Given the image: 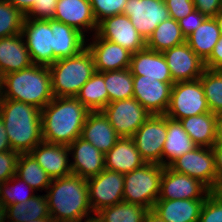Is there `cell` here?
Instances as JSON below:
<instances>
[{"label": "cell", "instance_id": "cell-31", "mask_svg": "<svg viewBox=\"0 0 222 222\" xmlns=\"http://www.w3.org/2000/svg\"><path fill=\"white\" fill-rule=\"evenodd\" d=\"M7 222H26L51 218L46 195H34L26 202L6 206Z\"/></svg>", "mask_w": 222, "mask_h": 222}, {"label": "cell", "instance_id": "cell-1", "mask_svg": "<svg viewBox=\"0 0 222 222\" xmlns=\"http://www.w3.org/2000/svg\"><path fill=\"white\" fill-rule=\"evenodd\" d=\"M89 112L75 97H54L41 109L43 141L69 146L81 137Z\"/></svg>", "mask_w": 222, "mask_h": 222}, {"label": "cell", "instance_id": "cell-17", "mask_svg": "<svg viewBox=\"0 0 222 222\" xmlns=\"http://www.w3.org/2000/svg\"><path fill=\"white\" fill-rule=\"evenodd\" d=\"M163 55L174 83L197 80L205 70L204 61L186 41L164 51Z\"/></svg>", "mask_w": 222, "mask_h": 222}, {"label": "cell", "instance_id": "cell-40", "mask_svg": "<svg viewBox=\"0 0 222 222\" xmlns=\"http://www.w3.org/2000/svg\"><path fill=\"white\" fill-rule=\"evenodd\" d=\"M92 6L93 15L97 24L117 14H123L127 0H89Z\"/></svg>", "mask_w": 222, "mask_h": 222}, {"label": "cell", "instance_id": "cell-50", "mask_svg": "<svg viewBox=\"0 0 222 222\" xmlns=\"http://www.w3.org/2000/svg\"><path fill=\"white\" fill-rule=\"evenodd\" d=\"M11 145L8 140L6 129L2 118L0 117V152L11 151Z\"/></svg>", "mask_w": 222, "mask_h": 222}, {"label": "cell", "instance_id": "cell-11", "mask_svg": "<svg viewBox=\"0 0 222 222\" xmlns=\"http://www.w3.org/2000/svg\"><path fill=\"white\" fill-rule=\"evenodd\" d=\"M33 64L50 66L53 64V33L50 19L25 17L22 32Z\"/></svg>", "mask_w": 222, "mask_h": 222}, {"label": "cell", "instance_id": "cell-22", "mask_svg": "<svg viewBox=\"0 0 222 222\" xmlns=\"http://www.w3.org/2000/svg\"><path fill=\"white\" fill-rule=\"evenodd\" d=\"M129 70L132 75L174 83L163 53L147 47L132 54Z\"/></svg>", "mask_w": 222, "mask_h": 222}, {"label": "cell", "instance_id": "cell-45", "mask_svg": "<svg viewBox=\"0 0 222 222\" xmlns=\"http://www.w3.org/2000/svg\"><path fill=\"white\" fill-rule=\"evenodd\" d=\"M203 14H201L196 9L189 13L187 16L178 20L181 32L185 38L192 34L206 19Z\"/></svg>", "mask_w": 222, "mask_h": 222}, {"label": "cell", "instance_id": "cell-10", "mask_svg": "<svg viewBox=\"0 0 222 222\" xmlns=\"http://www.w3.org/2000/svg\"><path fill=\"white\" fill-rule=\"evenodd\" d=\"M87 185L94 215L105 207L124 201V174L104 169L97 176L87 179Z\"/></svg>", "mask_w": 222, "mask_h": 222}, {"label": "cell", "instance_id": "cell-25", "mask_svg": "<svg viewBox=\"0 0 222 222\" xmlns=\"http://www.w3.org/2000/svg\"><path fill=\"white\" fill-rule=\"evenodd\" d=\"M33 65L23 35L0 38V74L20 71Z\"/></svg>", "mask_w": 222, "mask_h": 222}, {"label": "cell", "instance_id": "cell-38", "mask_svg": "<svg viewBox=\"0 0 222 222\" xmlns=\"http://www.w3.org/2000/svg\"><path fill=\"white\" fill-rule=\"evenodd\" d=\"M25 17L7 0H0V38L20 34Z\"/></svg>", "mask_w": 222, "mask_h": 222}, {"label": "cell", "instance_id": "cell-16", "mask_svg": "<svg viewBox=\"0 0 222 222\" xmlns=\"http://www.w3.org/2000/svg\"><path fill=\"white\" fill-rule=\"evenodd\" d=\"M174 83L133 75V98L151 115H165Z\"/></svg>", "mask_w": 222, "mask_h": 222}, {"label": "cell", "instance_id": "cell-55", "mask_svg": "<svg viewBox=\"0 0 222 222\" xmlns=\"http://www.w3.org/2000/svg\"><path fill=\"white\" fill-rule=\"evenodd\" d=\"M218 25V28L220 29V32L222 34V9L213 17Z\"/></svg>", "mask_w": 222, "mask_h": 222}, {"label": "cell", "instance_id": "cell-14", "mask_svg": "<svg viewBox=\"0 0 222 222\" xmlns=\"http://www.w3.org/2000/svg\"><path fill=\"white\" fill-rule=\"evenodd\" d=\"M210 191L200 180L164 167L157 200L206 199Z\"/></svg>", "mask_w": 222, "mask_h": 222}, {"label": "cell", "instance_id": "cell-43", "mask_svg": "<svg viewBox=\"0 0 222 222\" xmlns=\"http://www.w3.org/2000/svg\"><path fill=\"white\" fill-rule=\"evenodd\" d=\"M58 0H36L32 10L26 15L31 19H53Z\"/></svg>", "mask_w": 222, "mask_h": 222}, {"label": "cell", "instance_id": "cell-48", "mask_svg": "<svg viewBox=\"0 0 222 222\" xmlns=\"http://www.w3.org/2000/svg\"><path fill=\"white\" fill-rule=\"evenodd\" d=\"M211 148L214 154L217 180H222V142H215Z\"/></svg>", "mask_w": 222, "mask_h": 222}, {"label": "cell", "instance_id": "cell-57", "mask_svg": "<svg viewBox=\"0 0 222 222\" xmlns=\"http://www.w3.org/2000/svg\"><path fill=\"white\" fill-rule=\"evenodd\" d=\"M26 222H54V221L52 220V218H42V219H37V220H29Z\"/></svg>", "mask_w": 222, "mask_h": 222}, {"label": "cell", "instance_id": "cell-46", "mask_svg": "<svg viewBox=\"0 0 222 222\" xmlns=\"http://www.w3.org/2000/svg\"><path fill=\"white\" fill-rule=\"evenodd\" d=\"M193 3L205 17H214L222 9V0H193Z\"/></svg>", "mask_w": 222, "mask_h": 222}, {"label": "cell", "instance_id": "cell-58", "mask_svg": "<svg viewBox=\"0 0 222 222\" xmlns=\"http://www.w3.org/2000/svg\"><path fill=\"white\" fill-rule=\"evenodd\" d=\"M2 81H3V77L0 74V101L2 100Z\"/></svg>", "mask_w": 222, "mask_h": 222}, {"label": "cell", "instance_id": "cell-34", "mask_svg": "<svg viewBox=\"0 0 222 222\" xmlns=\"http://www.w3.org/2000/svg\"><path fill=\"white\" fill-rule=\"evenodd\" d=\"M89 111H101L108 104V92L104 82V72H95L81 87L75 97Z\"/></svg>", "mask_w": 222, "mask_h": 222}, {"label": "cell", "instance_id": "cell-23", "mask_svg": "<svg viewBox=\"0 0 222 222\" xmlns=\"http://www.w3.org/2000/svg\"><path fill=\"white\" fill-rule=\"evenodd\" d=\"M81 138L105 155L120 137L102 111H90L82 128Z\"/></svg>", "mask_w": 222, "mask_h": 222}, {"label": "cell", "instance_id": "cell-19", "mask_svg": "<svg viewBox=\"0 0 222 222\" xmlns=\"http://www.w3.org/2000/svg\"><path fill=\"white\" fill-rule=\"evenodd\" d=\"M53 19L78 30L85 37L86 33L95 34L98 26L89 0H58Z\"/></svg>", "mask_w": 222, "mask_h": 222}, {"label": "cell", "instance_id": "cell-13", "mask_svg": "<svg viewBox=\"0 0 222 222\" xmlns=\"http://www.w3.org/2000/svg\"><path fill=\"white\" fill-rule=\"evenodd\" d=\"M123 14L128 16L145 41L161 22L170 18L164 0H127Z\"/></svg>", "mask_w": 222, "mask_h": 222}, {"label": "cell", "instance_id": "cell-53", "mask_svg": "<svg viewBox=\"0 0 222 222\" xmlns=\"http://www.w3.org/2000/svg\"><path fill=\"white\" fill-rule=\"evenodd\" d=\"M144 222H165L153 210H149L144 218Z\"/></svg>", "mask_w": 222, "mask_h": 222}, {"label": "cell", "instance_id": "cell-6", "mask_svg": "<svg viewBox=\"0 0 222 222\" xmlns=\"http://www.w3.org/2000/svg\"><path fill=\"white\" fill-rule=\"evenodd\" d=\"M163 169V165L145 163L124 174L123 200L152 210L159 197Z\"/></svg>", "mask_w": 222, "mask_h": 222}, {"label": "cell", "instance_id": "cell-41", "mask_svg": "<svg viewBox=\"0 0 222 222\" xmlns=\"http://www.w3.org/2000/svg\"><path fill=\"white\" fill-rule=\"evenodd\" d=\"M198 222H222V203L211 193L205 199Z\"/></svg>", "mask_w": 222, "mask_h": 222}, {"label": "cell", "instance_id": "cell-27", "mask_svg": "<svg viewBox=\"0 0 222 222\" xmlns=\"http://www.w3.org/2000/svg\"><path fill=\"white\" fill-rule=\"evenodd\" d=\"M205 199L157 200L153 211L165 222H198Z\"/></svg>", "mask_w": 222, "mask_h": 222}, {"label": "cell", "instance_id": "cell-26", "mask_svg": "<svg viewBox=\"0 0 222 222\" xmlns=\"http://www.w3.org/2000/svg\"><path fill=\"white\" fill-rule=\"evenodd\" d=\"M53 33V63L61 58L72 57L86 48V38L78 30L50 19Z\"/></svg>", "mask_w": 222, "mask_h": 222}, {"label": "cell", "instance_id": "cell-9", "mask_svg": "<svg viewBox=\"0 0 222 222\" xmlns=\"http://www.w3.org/2000/svg\"><path fill=\"white\" fill-rule=\"evenodd\" d=\"M119 137H133L151 114L135 98L110 102L102 110Z\"/></svg>", "mask_w": 222, "mask_h": 222}, {"label": "cell", "instance_id": "cell-29", "mask_svg": "<svg viewBox=\"0 0 222 222\" xmlns=\"http://www.w3.org/2000/svg\"><path fill=\"white\" fill-rule=\"evenodd\" d=\"M197 146L212 147L216 142L215 114L212 112L179 120Z\"/></svg>", "mask_w": 222, "mask_h": 222}, {"label": "cell", "instance_id": "cell-39", "mask_svg": "<svg viewBox=\"0 0 222 222\" xmlns=\"http://www.w3.org/2000/svg\"><path fill=\"white\" fill-rule=\"evenodd\" d=\"M20 186H24L25 188H27L29 190V193L24 194L25 190L27 189H20L22 188ZM35 194L37 193H35V191L25 181L14 175L9 180L2 183L1 203H3L5 206L22 202L24 203L28 199L32 198Z\"/></svg>", "mask_w": 222, "mask_h": 222}, {"label": "cell", "instance_id": "cell-12", "mask_svg": "<svg viewBox=\"0 0 222 222\" xmlns=\"http://www.w3.org/2000/svg\"><path fill=\"white\" fill-rule=\"evenodd\" d=\"M168 167L175 172L200 180L210 190L217 181L214 154L211 147L197 146L178 157Z\"/></svg>", "mask_w": 222, "mask_h": 222}, {"label": "cell", "instance_id": "cell-3", "mask_svg": "<svg viewBox=\"0 0 222 222\" xmlns=\"http://www.w3.org/2000/svg\"><path fill=\"white\" fill-rule=\"evenodd\" d=\"M0 117L12 150L29 153L36 145L43 142L39 108L13 99H2Z\"/></svg>", "mask_w": 222, "mask_h": 222}, {"label": "cell", "instance_id": "cell-54", "mask_svg": "<svg viewBox=\"0 0 222 222\" xmlns=\"http://www.w3.org/2000/svg\"><path fill=\"white\" fill-rule=\"evenodd\" d=\"M7 221V209L3 203H0V222Z\"/></svg>", "mask_w": 222, "mask_h": 222}, {"label": "cell", "instance_id": "cell-33", "mask_svg": "<svg viewBox=\"0 0 222 222\" xmlns=\"http://www.w3.org/2000/svg\"><path fill=\"white\" fill-rule=\"evenodd\" d=\"M16 176L25 181L34 191L47 190L52 180L30 153H19Z\"/></svg>", "mask_w": 222, "mask_h": 222}, {"label": "cell", "instance_id": "cell-32", "mask_svg": "<svg viewBox=\"0 0 222 222\" xmlns=\"http://www.w3.org/2000/svg\"><path fill=\"white\" fill-rule=\"evenodd\" d=\"M185 41L186 38L181 32L178 21L170 17L156 27L153 34L147 39L146 47L163 53Z\"/></svg>", "mask_w": 222, "mask_h": 222}, {"label": "cell", "instance_id": "cell-21", "mask_svg": "<svg viewBox=\"0 0 222 222\" xmlns=\"http://www.w3.org/2000/svg\"><path fill=\"white\" fill-rule=\"evenodd\" d=\"M51 179L72 174L67 145L41 142L29 152Z\"/></svg>", "mask_w": 222, "mask_h": 222}, {"label": "cell", "instance_id": "cell-35", "mask_svg": "<svg viewBox=\"0 0 222 222\" xmlns=\"http://www.w3.org/2000/svg\"><path fill=\"white\" fill-rule=\"evenodd\" d=\"M148 211L139 204L122 201L101 209L95 215L101 222H144Z\"/></svg>", "mask_w": 222, "mask_h": 222}, {"label": "cell", "instance_id": "cell-37", "mask_svg": "<svg viewBox=\"0 0 222 222\" xmlns=\"http://www.w3.org/2000/svg\"><path fill=\"white\" fill-rule=\"evenodd\" d=\"M210 112L222 111V71L205 68L199 77Z\"/></svg>", "mask_w": 222, "mask_h": 222}, {"label": "cell", "instance_id": "cell-44", "mask_svg": "<svg viewBox=\"0 0 222 222\" xmlns=\"http://www.w3.org/2000/svg\"><path fill=\"white\" fill-rule=\"evenodd\" d=\"M169 16L175 20L182 19L195 10L193 0H164Z\"/></svg>", "mask_w": 222, "mask_h": 222}, {"label": "cell", "instance_id": "cell-42", "mask_svg": "<svg viewBox=\"0 0 222 222\" xmlns=\"http://www.w3.org/2000/svg\"><path fill=\"white\" fill-rule=\"evenodd\" d=\"M19 153L11 150L0 152V183H4L16 175V164Z\"/></svg>", "mask_w": 222, "mask_h": 222}, {"label": "cell", "instance_id": "cell-36", "mask_svg": "<svg viewBox=\"0 0 222 222\" xmlns=\"http://www.w3.org/2000/svg\"><path fill=\"white\" fill-rule=\"evenodd\" d=\"M108 103L133 98V75L129 68L104 72Z\"/></svg>", "mask_w": 222, "mask_h": 222}, {"label": "cell", "instance_id": "cell-7", "mask_svg": "<svg viewBox=\"0 0 222 222\" xmlns=\"http://www.w3.org/2000/svg\"><path fill=\"white\" fill-rule=\"evenodd\" d=\"M210 112L200 79L176 82L165 115L179 121L185 117Z\"/></svg>", "mask_w": 222, "mask_h": 222}, {"label": "cell", "instance_id": "cell-8", "mask_svg": "<svg viewBox=\"0 0 222 222\" xmlns=\"http://www.w3.org/2000/svg\"><path fill=\"white\" fill-rule=\"evenodd\" d=\"M166 134V115H151L134 133L132 138L146 163L162 165V151Z\"/></svg>", "mask_w": 222, "mask_h": 222}, {"label": "cell", "instance_id": "cell-28", "mask_svg": "<svg viewBox=\"0 0 222 222\" xmlns=\"http://www.w3.org/2000/svg\"><path fill=\"white\" fill-rule=\"evenodd\" d=\"M196 147L197 145L183 129L180 121L167 117V134L162 151V165L168 167L178 157Z\"/></svg>", "mask_w": 222, "mask_h": 222}, {"label": "cell", "instance_id": "cell-24", "mask_svg": "<svg viewBox=\"0 0 222 222\" xmlns=\"http://www.w3.org/2000/svg\"><path fill=\"white\" fill-rule=\"evenodd\" d=\"M104 157L105 169L121 174H127L146 163L132 137H120Z\"/></svg>", "mask_w": 222, "mask_h": 222}, {"label": "cell", "instance_id": "cell-15", "mask_svg": "<svg viewBox=\"0 0 222 222\" xmlns=\"http://www.w3.org/2000/svg\"><path fill=\"white\" fill-rule=\"evenodd\" d=\"M96 34L122 46L132 54L146 47L145 39L125 14H117L101 20L98 23Z\"/></svg>", "mask_w": 222, "mask_h": 222}, {"label": "cell", "instance_id": "cell-20", "mask_svg": "<svg viewBox=\"0 0 222 222\" xmlns=\"http://www.w3.org/2000/svg\"><path fill=\"white\" fill-rule=\"evenodd\" d=\"M72 174L89 179L97 176L105 169L104 154L90 142L79 137L69 146Z\"/></svg>", "mask_w": 222, "mask_h": 222}, {"label": "cell", "instance_id": "cell-52", "mask_svg": "<svg viewBox=\"0 0 222 222\" xmlns=\"http://www.w3.org/2000/svg\"><path fill=\"white\" fill-rule=\"evenodd\" d=\"M211 194L222 203V180H217L215 186L211 189Z\"/></svg>", "mask_w": 222, "mask_h": 222}, {"label": "cell", "instance_id": "cell-18", "mask_svg": "<svg viewBox=\"0 0 222 222\" xmlns=\"http://www.w3.org/2000/svg\"><path fill=\"white\" fill-rule=\"evenodd\" d=\"M86 40V47L91 52L95 70L107 72L129 68L132 53L122 46L99 37L96 33ZM88 43V40H91Z\"/></svg>", "mask_w": 222, "mask_h": 222}, {"label": "cell", "instance_id": "cell-56", "mask_svg": "<svg viewBox=\"0 0 222 222\" xmlns=\"http://www.w3.org/2000/svg\"><path fill=\"white\" fill-rule=\"evenodd\" d=\"M79 222H101V221L96 217V215H94L90 218L84 219V221L81 220Z\"/></svg>", "mask_w": 222, "mask_h": 222}, {"label": "cell", "instance_id": "cell-49", "mask_svg": "<svg viewBox=\"0 0 222 222\" xmlns=\"http://www.w3.org/2000/svg\"><path fill=\"white\" fill-rule=\"evenodd\" d=\"M25 16L32 10L36 0H7Z\"/></svg>", "mask_w": 222, "mask_h": 222}, {"label": "cell", "instance_id": "cell-30", "mask_svg": "<svg viewBox=\"0 0 222 222\" xmlns=\"http://www.w3.org/2000/svg\"><path fill=\"white\" fill-rule=\"evenodd\" d=\"M220 29L213 17L203 23L186 38L189 47L205 62L221 37Z\"/></svg>", "mask_w": 222, "mask_h": 222}, {"label": "cell", "instance_id": "cell-2", "mask_svg": "<svg viewBox=\"0 0 222 222\" xmlns=\"http://www.w3.org/2000/svg\"><path fill=\"white\" fill-rule=\"evenodd\" d=\"M45 192L54 222H79L94 216L87 180L80 176L71 174L52 179Z\"/></svg>", "mask_w": 222, "mask_h": 222}, {"label": "cell", "instance_id": "cell-47", "mask_svg": "<svg viewBox=\"0 0 222 222\" xmlns=\"http://www.w3.org/2000/svg\"><path fill=\"white\" fill-rule=\"evenodd\" d=\"M204 65L205 68L213 70H220L222 68V36L213 48L210 57L204 62Z\"/></svg>", "mask_w": 222, "mask_h": 222}, {"label": "cell", "instance_id": "cell-59", "mask_svg": "<svg viewBox=\"0 0 222 222\" xmlns=\"http://www.w3.org/2000/svg\"><path fill=\"white\" fill-rule=\"evenodd\" d=\"M1 191H2V183H0V203H1Z\"/></svg>", "mask_w": 222, "mask_h": 222}, {"label": "cell", "instance_id": "cell-4", "mask_svg": "<svg viewBox=\"0 0 222 222\" xmlns=\"http://www.w3.org/2000/svg\"><path fill=\"white\" fill-rule=\"evenodd\" d=\"M54 98L49 66L33 64L3 76L2 99H13L43 109Z\"/></svg>", "mask_w": 222, "mask_h": 222}, {"label": "cell", "instance_id": "cell-51", "mask_svg": "<svg viewBox=\"0 0 222 222\" xmlns=\"http://www.w3.org/2000/svg\"><path fill=\"white\" fill-rule=\"evenodd\" d=\"M216 142H222V111L215 113Z\"/></svg>", "mask_w": 222, "mask_h": 222}, {"label": "cell", "instance_id": "cell-5", "mask_svg": "<svg viewBox=\"0 0 222 222\" xmlns=\"http://www.w3.org/2000/svg\"><path fill=\"white\" fill-rule=\"evenodd\" d=\"M54 97H76L96 72L94 59L86 47L79 54L61 58L49 66Z\"/></svg>", "mask_w": 222, "mask_h": 222}]
</instances>
